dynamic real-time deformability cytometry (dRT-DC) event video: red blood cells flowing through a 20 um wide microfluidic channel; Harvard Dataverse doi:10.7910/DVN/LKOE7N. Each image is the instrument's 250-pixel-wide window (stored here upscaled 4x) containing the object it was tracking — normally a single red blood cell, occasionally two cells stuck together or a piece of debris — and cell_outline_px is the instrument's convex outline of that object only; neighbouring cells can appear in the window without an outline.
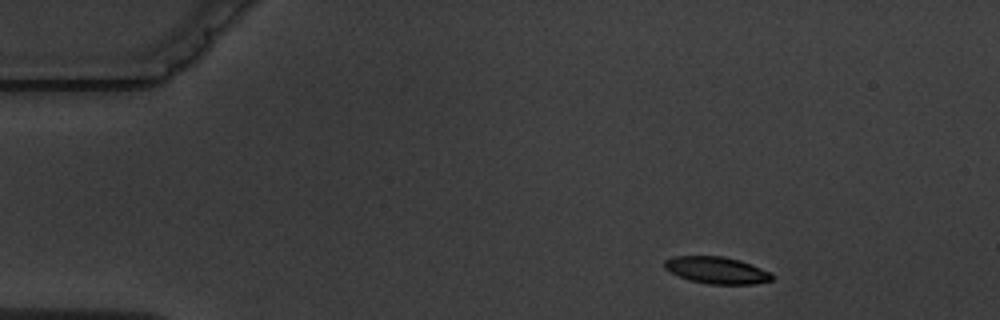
{"species": "common noctule bat (a hibernating species)", "species_latin": "Nyctalus noctula", "temperature_condition": "warm", "stored_images_in_passage": 5, "camera_frame_rate_fps": 3000, "um_per_image_px": 0.085, "animal": {"sex": "male", "body_mass_g": 19.5, "forearm_length_mm": 54.6}, "frame": {"image": 1, "passage_image": 1, "time_ms": 0.0, "image_size_px": [1000, 320], "cell_outline_px": [[772, 280], [756, 284], [708, 284], [692, 280], [668, 272], [664, 268], [664, 260], [672, 256], [724, 256], [740, 260], [772, 272]], "centroid_in_image_um": [60.91, 22.96], "position_along_channel_um": 24.1, "area_um2": 16.94}}
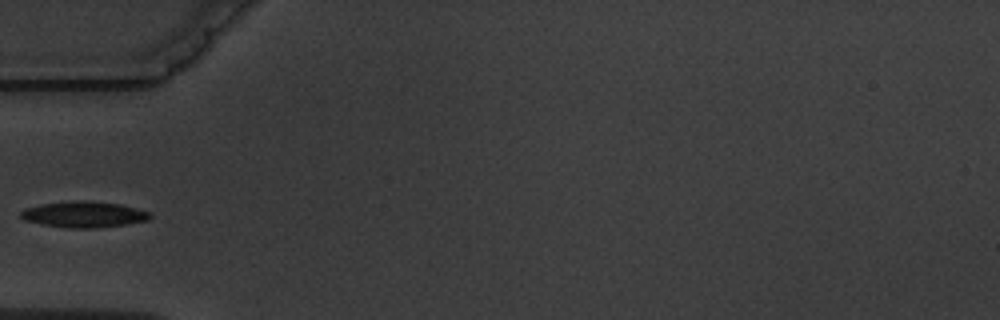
{"frame": {"image": 2, "passage_image": 4, "time_ms": 3.667, "image_size_px": [1000, 320], "cell_outline_px": [[152, 216], [148, 220], [124, 224], [96, 228], [64, 228], [24, 220], [20, 216], [20, 212], [24, 208], [40, 204], [72, 200], [76, 200], [120, 204], [152, 212]], "centroid_in_image_um": [7.11, 18.22], "position_along_channel_um": 77.9, "area_um2": 19.59}}
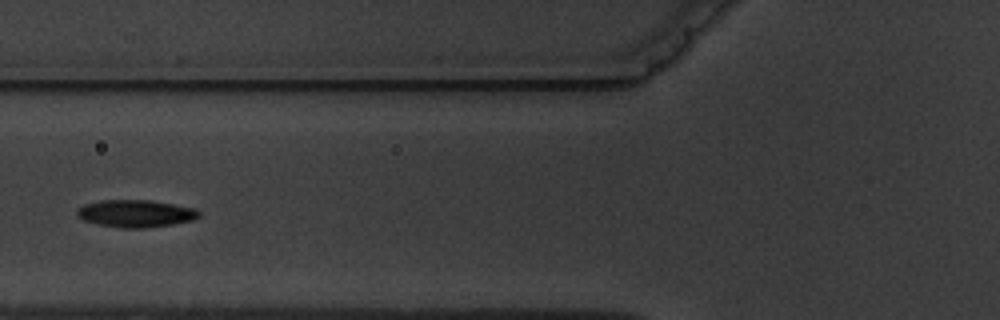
{"frame": {"image": 3, "passage_image": 5, "time_ms": 4.667, "image_size_px": [1000, 320], "cell_outline_px": [[200, 216], [192, 220], [172, 224], [144, 228], [120, 228], [100, 224], [84, 220], [76, 216], [76, 208], [84, 204], [100, 200], [148, 200], [196, 208], [200, 212]], "centroid_in_image_um": [11.5, 18.14], "position_along_channel_um": 114.3, "area_um2": 19.42}}